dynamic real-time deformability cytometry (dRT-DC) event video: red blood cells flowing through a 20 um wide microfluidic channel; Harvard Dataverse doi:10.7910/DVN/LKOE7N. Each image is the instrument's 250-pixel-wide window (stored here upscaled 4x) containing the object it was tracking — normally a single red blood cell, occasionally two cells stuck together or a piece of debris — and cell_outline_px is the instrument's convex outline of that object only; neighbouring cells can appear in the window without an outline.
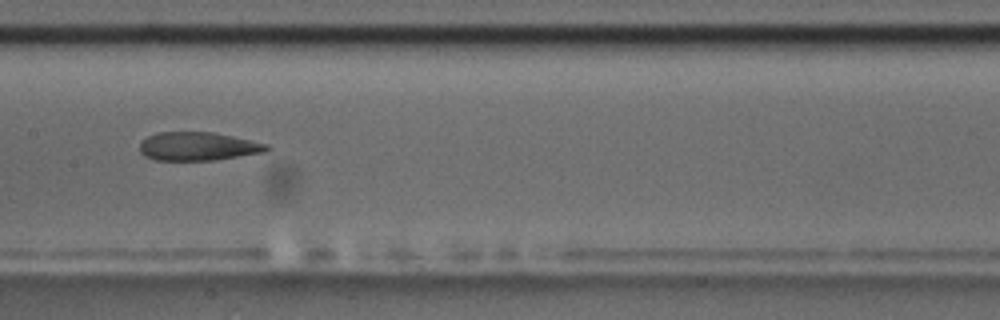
{"species": "common noctule bat (a hibernating species)", "species_latin": "Nyctalus noctula", "temperature_condition": "room temperature", "stored_images_in_passage": 8, "camera_frame_rate_fps": 3000, "um_per_image_px": 0.085, "animal": {"sex": "male", "body_mass_g": 17.5, "forearm_length_mm": 52.3}, "frame": {"image": 1, "passage_image": 8, "time_ms": 8.333, "image_size_px": [1000, 320], "cell_outline_px": [[272, 148], [264, 152], [216, 160], [156, 160], [144, 156], [140, 152], [140, 140], [148, 136], [160, 132], [212, 132], [232, 136], [268, 144]], "centroid_in_image_um": [16.82, 12.44], "position_along_channel_um": 190.6, "area_um2": 21.1}}